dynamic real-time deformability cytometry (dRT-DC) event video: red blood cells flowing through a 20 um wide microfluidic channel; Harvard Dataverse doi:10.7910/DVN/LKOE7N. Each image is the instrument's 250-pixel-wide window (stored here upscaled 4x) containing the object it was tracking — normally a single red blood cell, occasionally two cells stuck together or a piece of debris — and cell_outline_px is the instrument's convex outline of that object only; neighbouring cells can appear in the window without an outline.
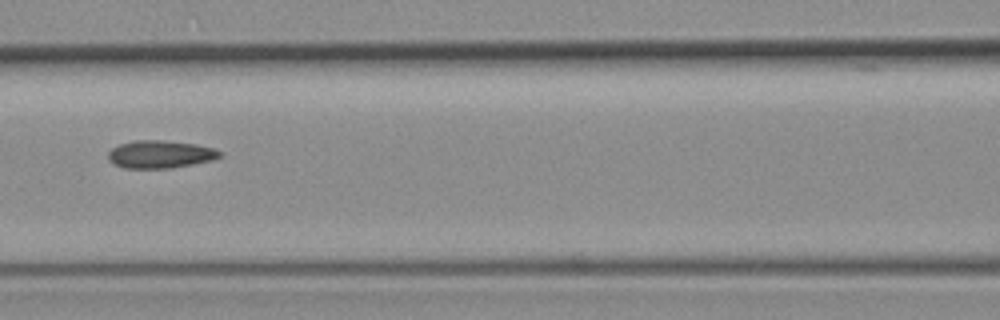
{"species": "common noctule bat (a hibernating species)", "species_latin": "Nyctalus noctula", "temperature_condition": "room temperature", "stored_images_in_passage": 8, "camera_frame_rate_fps": 3000, "um_per_image_px": 0.085, "animal": {"sex": "female", "body_mass_g": 19.3, "forearm_length_mm": 54.1}, "frame": {"image": 1, "passage_image": 8, "time_ms": 9.333, "image_size_px": [1000, 320], "cell_outline_px": [[220, 156], [212, 160], [172, 168], [124, 168], [112, 164], [108, 160], [108, 152], [112, 148], [120, 144], [132, 140], [160, 140], [196, 144], [212, 148], [220, 152]], "centroid_in_image_um": [13.55, 13.12], "position_along_channel_um": 153.0, "area_um2": 17.98}}